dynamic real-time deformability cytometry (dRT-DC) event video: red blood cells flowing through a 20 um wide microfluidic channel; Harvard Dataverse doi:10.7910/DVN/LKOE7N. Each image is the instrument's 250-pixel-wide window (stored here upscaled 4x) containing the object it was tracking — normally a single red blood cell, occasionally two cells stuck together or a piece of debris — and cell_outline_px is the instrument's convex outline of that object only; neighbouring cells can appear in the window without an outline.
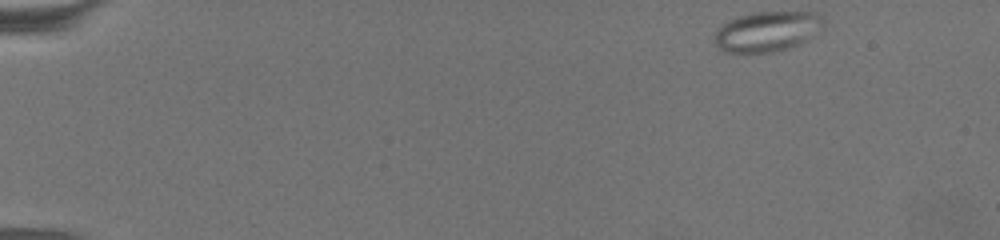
{"species": "common noctule bat (a hibernating species)", "species_latin": "Nyctalus noctula", "temperature_condition": "warm", "stored_images_in_passage": 62, "camera_frame_rate_fps": 3000, "um_per_image_px": 0.085, "animal": {"sex": "female", "body_mass_g": 19.5, "forearm_length_mm": 54.1}, "frame": {"image": 1, "passage_image": 1, "time_ms": 0.0, "image_size_px": [1000, 240], "cell_outline_px": [[824, 24], [800, 44], [788, 48], [772, 52], [724, 52], [716, 44], [716, 28], [728, 20], [752, 12], [820, 12], [824, 20]], "centroid_in_image_um": [65.2, 2.65], "position_along_channel_um": 19.8, "area_um2": 25.26}}
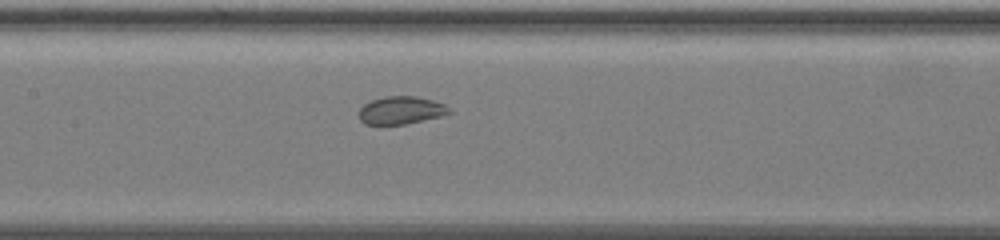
{"frame": {"image": 2, "passage_image": 29, "time_ms": 9.333, "image_size_px": [1000, 240], "cell_outline_px": [[452, 112], [440, 116], [404, 124], [364, 124], [360, 120], [360, 108], [364, 104], [372, 100], [384, 96], [416, 96], [432, 100], [444, 104]], "centroid_in_image_um": [34.07, 9.36], "position_along_channel_um": 173.3, "area_um2": 14.39}}
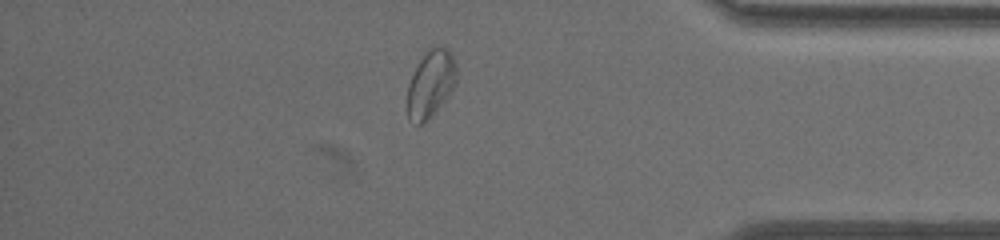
{"frame": {"image": 3, "passage_image": 53, "time_ms": 17.333, "image_size_px": [1000, 240], "cell_outline_px": [[456, 80], [452, 88], [432, 116], [420, 124], [416, 124], [408, 120], [408, 84], [420, 60], [432, 48], [444, 48], [452, 56], [456, 64]], "centroid_in_image_um": [36.59, 7.17], "position_along_channel_um": 398.6, "area_um2": 18.38}, "authors_computed_cell_mechanics": {"area_um2": 19.363, "velocity_mm_per_s": 3.0991, "shape_relaxation_time_tau1_ms": null, "shape_relaxation_time_tau2_ms": 1.0002, "deformation_change_tau1": null, "deformation_change_tau2": 0.0505}}